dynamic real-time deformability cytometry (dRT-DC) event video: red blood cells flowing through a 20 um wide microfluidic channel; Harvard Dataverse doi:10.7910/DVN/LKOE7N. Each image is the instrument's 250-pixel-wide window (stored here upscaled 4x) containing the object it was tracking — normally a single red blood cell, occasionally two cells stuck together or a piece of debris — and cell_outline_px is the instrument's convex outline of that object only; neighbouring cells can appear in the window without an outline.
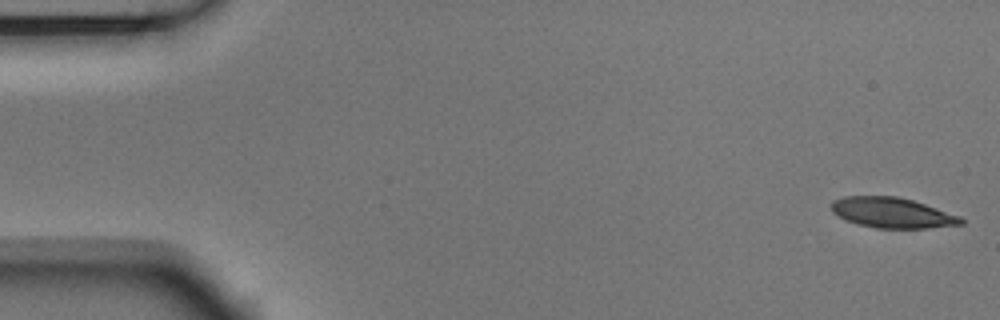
{"species": "Egyptian fruit bat (a non-hibernating species)", "species_latin": "Rousettus aegyptiacus", "temperature_condition": "room temperature", "stored_images_in_passage": 54, "segment_of_instrument_passage": [1, 2], "camera_frame_rate_fps": 3000, "um_per_image_px": 0.085, "animal": {"sex": "male"}, "frame": {"image": 1, "passage_image": 1, "time_ms": 0.0, "image_size_px": [1000, 320], "cell_outline_px": [[964, 224], [928, 228], [876, 228], [856, 224], [844, 220], [832, 212], [828, 204], [832, 200], [844, 196], [896, 196], [912, 200], [960, 216], [964, 220]], "centroid_in_image_um": [75.77, 18.08], "position_along_channel_um": 9.2, "area_um2": 23.12}}
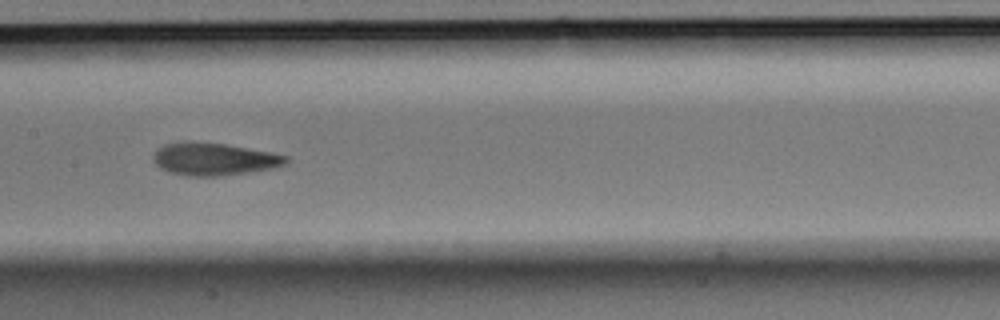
{"frame": {"image": 2, "passage_image": 26, "time_ms": 8.333, "image_size_px": [1000, 320], "cell_outline_px": [[288, 164], [272, 168], [248, 172], [220, 176], [188, 176], [168, 172], [160, 168], [152, 160], [152, 156], [156, 148], [164, 144], [224, 144], [272, 152], [288, 156]], "centroid_in_image_um": [18.21, 13.56], "position_along_channel_um": 189.2, "area_um2": 24.62}}
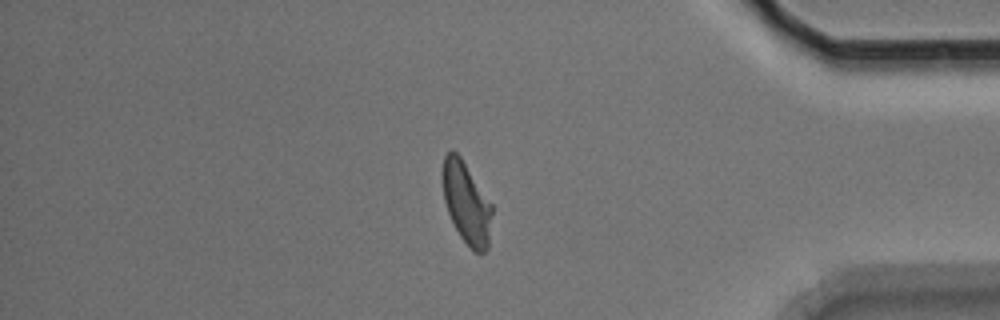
{"frame": {"image": 3, "passage_image": 45, "time_ms": 14.667, "image_size_px": [1000, 320], "cell_outline_px": [[492, 212], [488, 248], [480, 256], [460, 236], [448, 212], [444, 200], [440, 176], [444, 156], [452, 148], [460, 156], [492, 204]], "centroid_in_image_um": [39.62, 17.21], "position_along_channel_um": 395.6, "area_um2": 23.58}}